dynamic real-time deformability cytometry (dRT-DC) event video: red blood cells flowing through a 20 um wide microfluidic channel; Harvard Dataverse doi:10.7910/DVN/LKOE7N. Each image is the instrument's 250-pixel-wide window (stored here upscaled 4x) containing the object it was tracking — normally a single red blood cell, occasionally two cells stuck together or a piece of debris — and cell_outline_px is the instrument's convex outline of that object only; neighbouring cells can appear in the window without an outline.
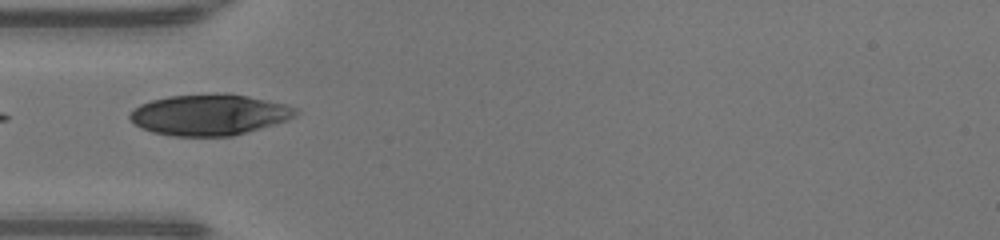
{"species": "human", "species_latin": "Homo sapiens", "temperature_condition": "warm", "stored_images_in_passage": 20, "camera_frame_rate_fps": 3000, "um_per_image_px": 0.085, "donor": {"sex": "male"}, "frame": {"image": 1, "passage_image": 1, "time_ms": 0.0, "image_size_px": [1000, 240], "cell_outline_px": [[300, 112], [296, 116], [288, 120], [232, 136], [172, 136], [152, 132], [140, 128], [128, 116], [128, 112], [140, 104], [152, 100], [168, 96], [224, 92], [248, 96], [284, 104], [296, 108]], "centroid_in_image_um": [17.78, 9.74], "position_along_channel_um": 67.2, "area_um2": 39.82}}
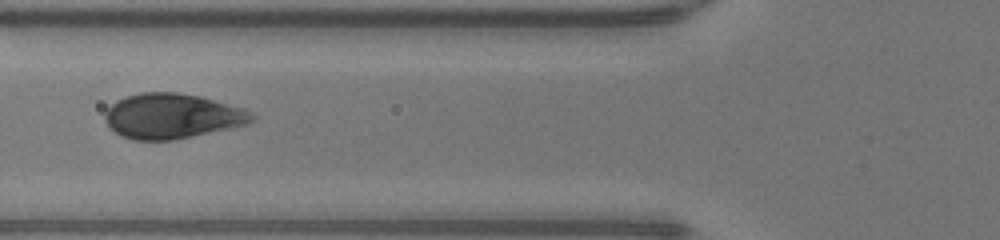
{"frame": {"image": 2, "passage_image": 4, "time_ms": 1.0, "image_size_px": [1000, 240], "cell_outline_px": [[256, 116], [248, 124], [172, 140], [132, 140], [120, 136], [108, 128], [104, 120], [104, 112], [116, 100], [124, 96], [140, 92], [176, 92], [200, 96], [244, 108], [252, 112]], "centroid_in_image_um": [14.57, 9.86], "position_along_channel_um": 111.2, "area_um2": 38.84}}